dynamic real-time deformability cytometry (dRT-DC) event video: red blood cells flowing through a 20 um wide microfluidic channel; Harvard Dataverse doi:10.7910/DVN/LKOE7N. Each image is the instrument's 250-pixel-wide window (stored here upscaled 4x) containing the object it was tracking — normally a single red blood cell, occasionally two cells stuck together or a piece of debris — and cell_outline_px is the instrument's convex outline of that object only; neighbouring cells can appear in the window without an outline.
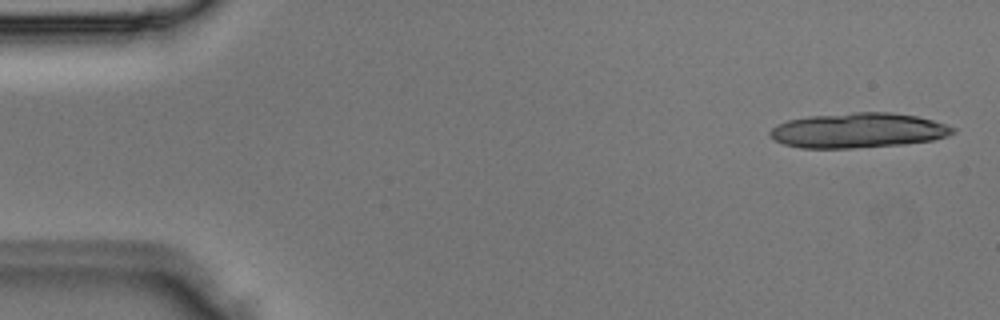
{"species": "Egyptian fruit bat (a non-hibernating species)", "species_latin": "Rousettus aegyptiacus", "temperature_condition": "room temperature", "stored_images_in_passage": 3, "camera_frame_rate_fps": 3000, "um_per_image_px": 0.085, "animal": {"sex": "male"}, "frame": {"image": 1, "passage_image": 1, "time_ms": 0.0, "image_size_px": [1000, 320], "cell_outline_px": [[956, 132], [948, 136], [932, 140], [904, 144], [852, 148], [800, 148], [784, 144], [768, 136], [768, 132], [772, 128], [788, 120], [812, 116], [856, 112], [892, 112], [916, 116], [932, 120], [956, 128]], "centroid_in_image_um": [72.96, 11.09], "position_along_channel_um": 12.0, "area_um2": 37.11}}